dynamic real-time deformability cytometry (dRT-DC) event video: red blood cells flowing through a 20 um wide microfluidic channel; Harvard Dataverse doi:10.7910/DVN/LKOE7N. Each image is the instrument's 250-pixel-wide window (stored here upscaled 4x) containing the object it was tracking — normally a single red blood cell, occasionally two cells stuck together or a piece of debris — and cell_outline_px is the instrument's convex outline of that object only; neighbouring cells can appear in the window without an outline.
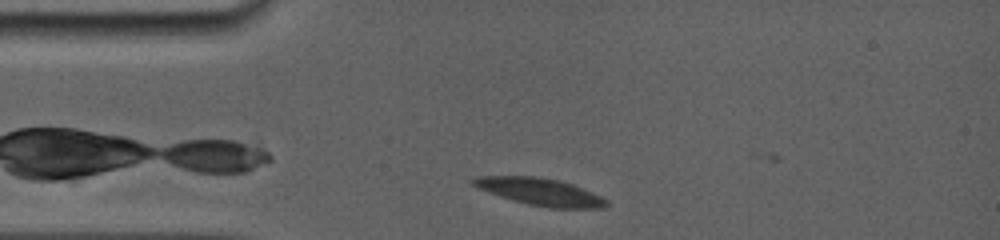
{"species": "common noctule bat (a hibernating species)", "species_latin": "Nyctalus noctula", "temperature_condition": "room temperature", "stored_images_in_passage": 4, "camera_frame_rate_fps": 5000, "um_per_image_px": 0.085, "animal": {"sex": "female", "body_mass_g": 19.0, "forearm_length_mm": 56.7}, "frame": {"image": 1, "passage_image": 3, "time_ms": 2.2, "image_size_px": [1000, 240], "cell_outline_px": [[608, 204], [604, 208], [548, 208], [528, 204], [512, 200], [476, 188], [468, 180], [476, 176], [536, 176], [560, 180], [572, 184], [592, 192], [608, 200]], "centroid_in_image_um": [45.88, 16.29], "position_along_channel_um": 39.1, "area_um2": 21.27}}